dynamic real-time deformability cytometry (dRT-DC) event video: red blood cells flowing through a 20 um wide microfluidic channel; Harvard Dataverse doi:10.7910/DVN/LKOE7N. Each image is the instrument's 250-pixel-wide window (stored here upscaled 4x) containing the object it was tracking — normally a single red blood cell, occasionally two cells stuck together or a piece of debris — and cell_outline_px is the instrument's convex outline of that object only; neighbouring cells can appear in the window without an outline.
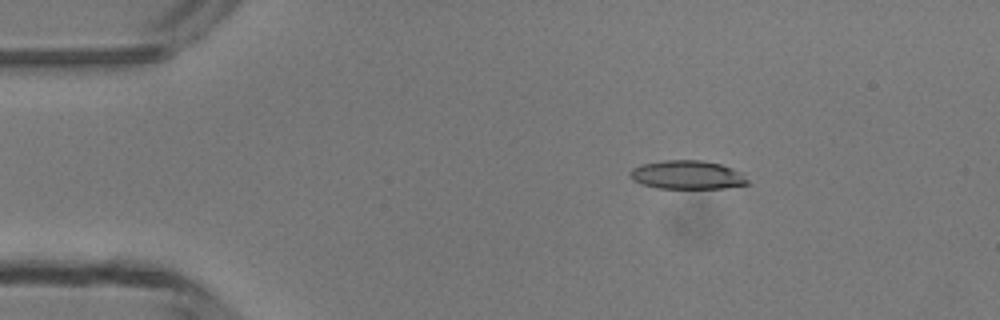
{"species": "common noctule bat (a hibernating species)", "species_latin": "Nyctalus noctula", "temperature_condition": "room temperature", "stored_images_in_passage": 14, "camera_frame_rate_fps": 3000, "um_per_image_px": 0.085, "animal": {"sex": "male", "body_mass_g": 13.3}, "frame": {"image": 1, "passage_image": 8, "time_ms": 2.333, "image_size_px": [1000, 320], "cell_outline_px": [[752, 184], [724, 188], [656, 188], [640, 184], [632, 180], [628, 176], [628, 172], [632, 168], [640, 164], [664, 160], [700, 160], [720, 164], [740, 172]], "centroid_in_image_um": [58.36, 14.87], "position_along_channel_um": 26.6, "area_um2": 19.83}}